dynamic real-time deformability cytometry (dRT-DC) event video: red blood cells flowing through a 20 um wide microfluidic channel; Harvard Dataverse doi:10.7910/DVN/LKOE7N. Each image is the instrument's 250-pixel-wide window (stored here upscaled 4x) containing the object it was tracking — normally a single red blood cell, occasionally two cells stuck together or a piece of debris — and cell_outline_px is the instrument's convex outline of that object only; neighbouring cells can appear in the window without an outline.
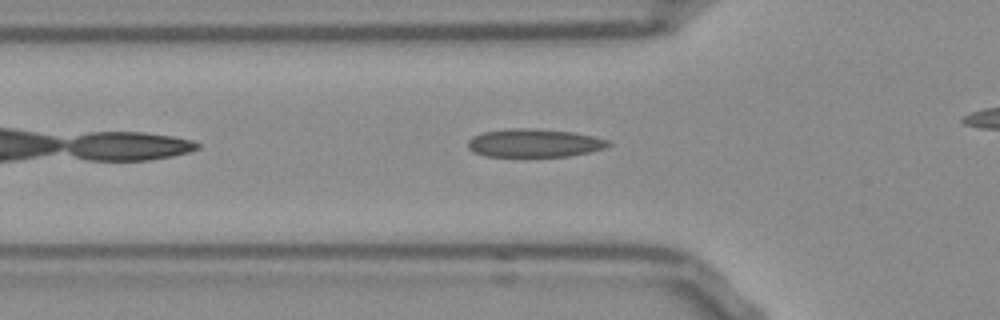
{"species": "Egyptian fruit bat (a non-hibernating species)", "species_latin": "Rousettus aegyptiacus", "temperature_condition": "room temperature", "stored_images_in_passage": 31, "camera_frame_rate_fps": 3000, "um_per_image_px": 0.085, "frame": {"image": 1, "passage_image": 5, "time_ms": 1.333, "image_size_px": [1000, 320], "cell_outline_px": [[612, 144], [604, 148], [588, 152], [568, 156], [484, 156], [468, 148], [468, 140], [472, 136], [484, 132], [504, 128], [536, 128], [572, 132], [592, 136], [608, 140]], "centroid_in_image_um": [45.39, 12.14], "position_along_channel_um": 80.4, "area_um2": 23.06}}
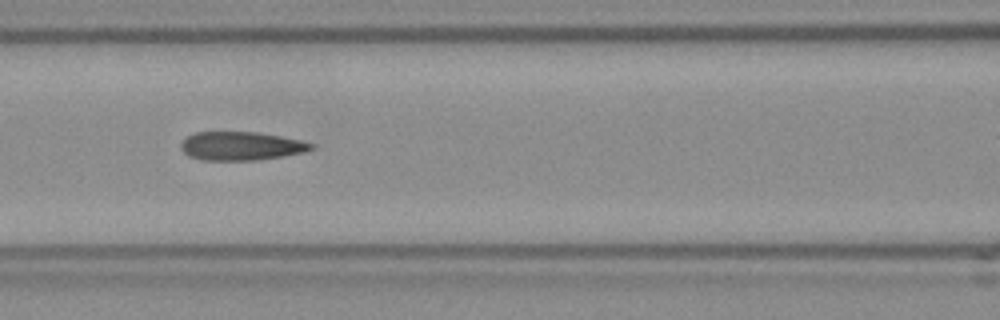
{"frame": {"image": 2, "passage_image": 10, "time_ms": 3.0, "image_size_px": [1000, 320], "cell_outline_px": [[316, 148], [304, 152], [256, 160], [200, 160], [188, 156], [180, 148], [180, 144], [188, 136], [196, 132], [256, 132], [280, 136], [300, 140], [316, 144]], "centroid_in_image_um": [20.5, 12.41], "position_along_channel_um": 146.1, "area_um2": 21.68}}